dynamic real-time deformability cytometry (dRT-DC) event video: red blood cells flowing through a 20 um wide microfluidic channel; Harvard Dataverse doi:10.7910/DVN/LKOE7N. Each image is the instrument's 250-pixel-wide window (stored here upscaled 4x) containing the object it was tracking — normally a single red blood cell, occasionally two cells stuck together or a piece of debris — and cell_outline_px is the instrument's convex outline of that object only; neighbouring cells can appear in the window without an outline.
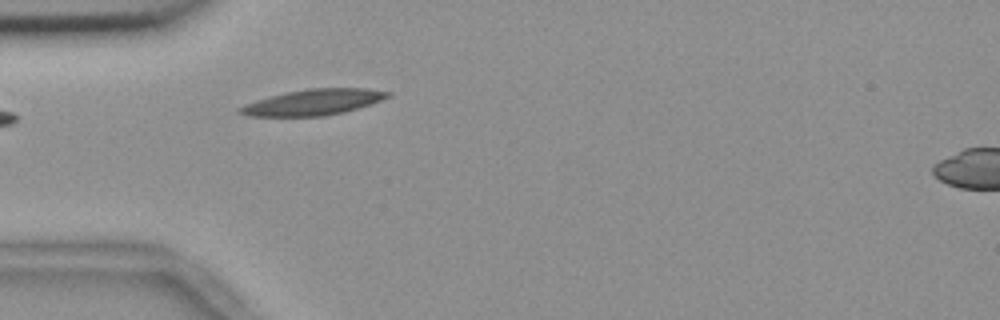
{"species": "common noctule bat (a hibernating species)", "species_latin": "Nyctalus noctula", "temperature_condition": "room temperature", "stored_images_in_passage": 6, "camera_frame_rate_fps": 3000, "um_per_image_px": 0.085, "animal": {"sex": "female", "body_mass_g": 18.4}, "frame": {"image": 1, "passage_image": 1, "time_ms": 0.0, "image_size_px": [1000, 320], "cell_outline_px": [[392, 96], [344, 112], [324, 116], [248, 116], [236, 112], [236, 108], [244, 104], [256, 100], [284, 92], [308, 88], [368, 88], [392, 92]], "centroid_in_image_um": [26.59, 8.68], "position_along_channel_um": 58.4, "area_um2": 22.37}}